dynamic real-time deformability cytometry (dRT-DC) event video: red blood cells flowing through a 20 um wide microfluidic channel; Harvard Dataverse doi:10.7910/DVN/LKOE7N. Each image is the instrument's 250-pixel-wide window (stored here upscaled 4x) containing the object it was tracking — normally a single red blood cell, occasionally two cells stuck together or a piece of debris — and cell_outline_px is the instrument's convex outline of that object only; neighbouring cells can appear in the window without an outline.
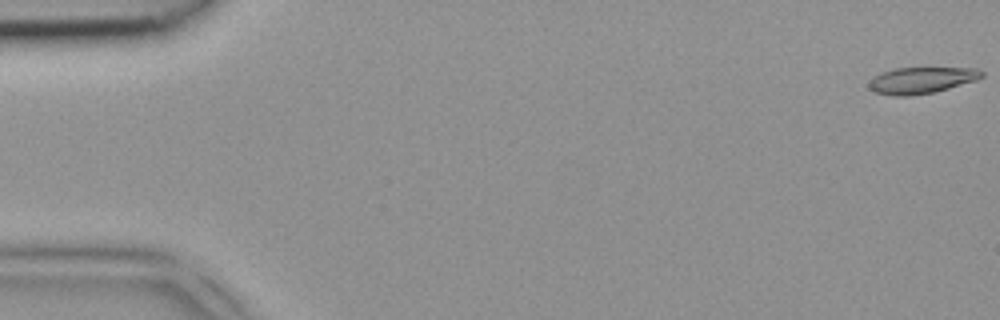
{"species": "common noctule bat (a hibernating species)", "species_latin": "Nyctalus noctula", "temperature_condition": "room temperature", "stored_images_in_passage": 4, "camera_frame_rate_fps": 3000, "um_per_image_px": 0.085, "animal": {"sex": "female", "body_mass_g": 18.4}, "frame": {"image": 1, "passage_image": 1, "time_ms": 0.0, "image_size_px": [1000, 320], "cell_outline_px": [[984, 76], [976, 80], [948, 88], [932, 92], [908, 96], [892, 96], [876, 92], [868, 88], [868, 84], [880, 72], [896, 68], [976, 68], [984, 72]], "centroid_in_image_um": [78.32, 6.82], "position_along_channel_um": 6.7, "area_um2": 17.17}}